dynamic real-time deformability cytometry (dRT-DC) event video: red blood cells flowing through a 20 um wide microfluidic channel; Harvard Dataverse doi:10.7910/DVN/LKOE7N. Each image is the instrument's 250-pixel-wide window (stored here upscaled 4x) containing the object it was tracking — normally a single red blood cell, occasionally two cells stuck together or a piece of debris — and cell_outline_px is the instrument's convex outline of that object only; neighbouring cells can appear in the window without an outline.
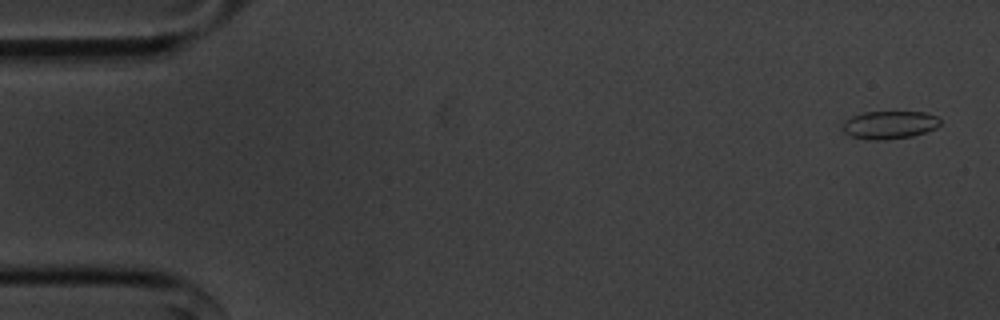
{"species": "common noctule bat (a hibernating species)", "species_latin": "Nyctalus noctula", "temperature_condition": "cold", "stored_images_in_passage": 54, "camera_frame_rate_fps": 3000, "um_per_image_px": 0.085, "animal": {"sex": "male", "body_mass_g": 20.1, "forearm_length_mm": 53.5}, "frame": {"image": 1, "passage_image": 1, "time_ms": 0.0, "image_size_px": [1000, 320], "cell_outline_px": [[940, 124], [936, 128], [912, 136], [880, 140], [876, 140], [852, 136], [844, 132], [844, 124], [852, 116], [864, 112], [924, 112], [936, 116], [940, 120]], "centroid_in_image_um": [75.65, 10.6], "position_along_channel_um": 9.4, "area_um2": 15.49}}
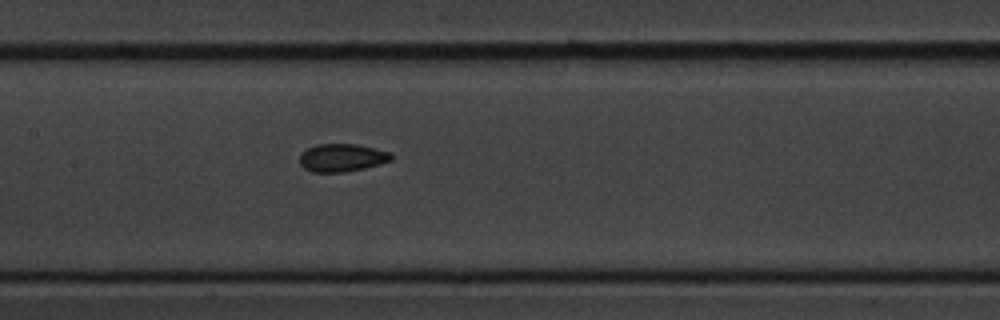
{"frame": {"image": 2, "passage_image": 25, "time_ms": 8.0, "image_size_px": [1000, 320], "cell_outline_px": [[392, 160], [380, 164], [364, 168], [344, 172], [312, 172], [304, 168], [300, 164], [300, 156], [308, 148], [316, 144], [356, 144], [376, 148], [392, 152]], "centroid_in_image_um": [29.1, 13.4], "position_along_channel_um": 178.3, "area_um2": 14.91}}
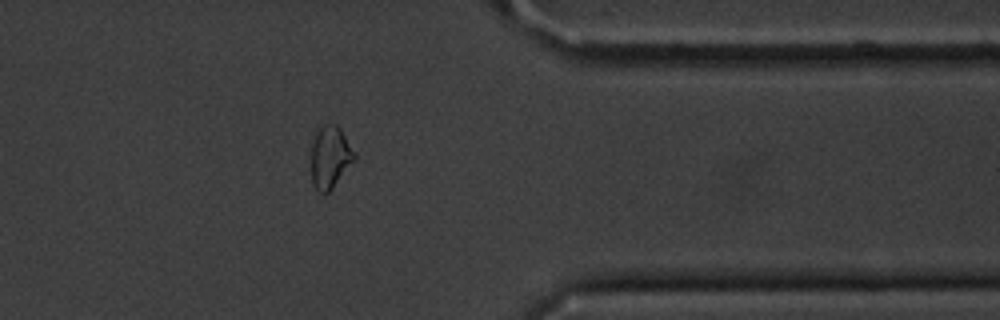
{"frame": {"image": 3, "passage_image": 43, "time_ms": 14.0, "image_size_px": [1000, 320], "cell_outline_px": [[356, 160], [332, 188], [328, 192], [320, 192], [312, 184], [312, 144], [316, 132], [324, 124], [336, 124], [340, 128], [356, 152]], "centroid_in_image_um": [28.09, 13.34], "position_along_channel_um": 383.3, "area_um2": 15.66}, "authors_computed_cell_mechanics": {"area_um2": 15.4615, "velocity_mm_per_s": 3.6313, "shape_relaxation_time_tau1_ms": null, "shape_relaxation_time_tau2_ms": 2.6125, "deformation_change_tau1": null, "deformation_change_tau2": 0.0634}}